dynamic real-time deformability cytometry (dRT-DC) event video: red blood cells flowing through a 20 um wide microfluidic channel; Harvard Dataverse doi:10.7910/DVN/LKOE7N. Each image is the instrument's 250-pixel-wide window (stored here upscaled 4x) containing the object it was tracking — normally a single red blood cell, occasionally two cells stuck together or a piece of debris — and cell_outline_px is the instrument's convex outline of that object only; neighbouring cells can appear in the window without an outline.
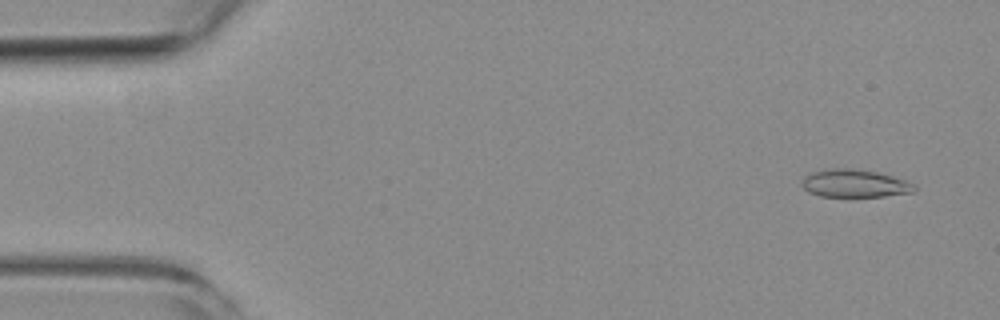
{"species": "common noctule bat (a hibernating species)", "species_latin": "Nyctalus noctula", "temperature_condition": "room temperature", "stored_images_in_passage": 4, "camera_frame_rate_fps": 3000, "um_per_image_px": 0.085, "animal": {"sex": "female", "body_mass_g": 19.3, "forearm_length_mm": 54.1}, "frame": {"image": 1, "passage_image": 1, "time_ms": 0.0, "image_size_px": [1000, 320], "cell_outline_px": [[916, 188], [912, 192], [884, 196], [852, 200], [820, 196], [808, 192], [800, 184], [804, 176], [812, 172], [832, 168], [856, 168], [876, 172], [892, 176], [916, 184]], "centroid_in_image_um": [72.61, 15.64], "position_along_channel_um": 12.4, "area_um2": 19.13}}
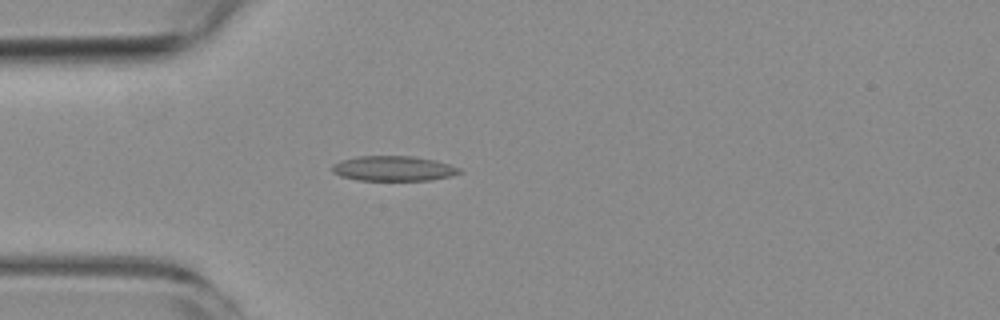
{"frame": {"image": 2, "passage_image": 4, "time_ms": 4.0, "image_size_px": [1000, 320], "cell_outline_px": [[464, 172], [452, 176], [432, 180], [356, 180], [340, 176], [332, 172], [332, 164], [340, 160], [356, 156], [416, 156], [436, 160], [460, 168]], "centroid_in_image_um": [33.45, 14.32], "position_along_channel_um": 51.6, "area_um2": 18.84}}